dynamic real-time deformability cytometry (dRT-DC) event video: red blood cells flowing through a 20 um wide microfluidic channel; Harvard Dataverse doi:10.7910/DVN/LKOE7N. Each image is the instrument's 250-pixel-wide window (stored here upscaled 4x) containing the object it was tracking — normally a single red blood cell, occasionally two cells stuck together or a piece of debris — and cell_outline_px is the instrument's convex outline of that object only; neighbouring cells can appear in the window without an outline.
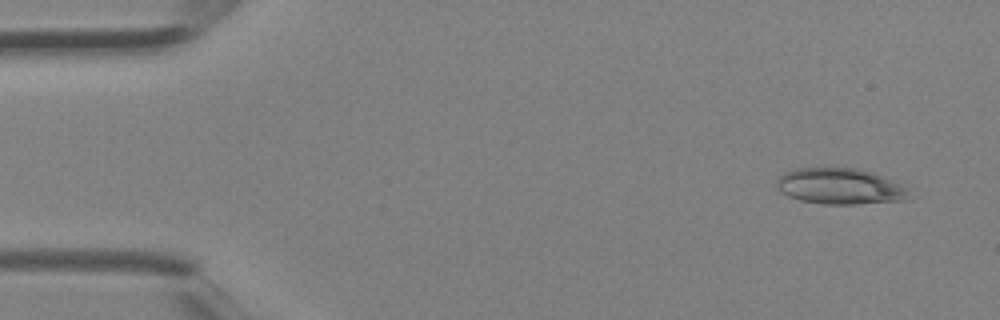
{"species": "Egyptian fruit bat (a non-hibernating species)", "species_latin": "Rousettus aegyptiacus", "temperature_condition": "room temperature", "stored_images_in_passage": 4, "camera_frame_rate_fps": 3000, "um_per_image_px": 0.085, "animal": {"sex": "female"}, "frame": {"image": 1, "passage_image": 1, "time_ms": 0.0, "image_size_px": [1000, 320], "cell_outline_px": [[916, 188], [912, 200], [856, 204], [824, 204], [800, 200], [788, 196], [780, 192], [776, 188], [776, 180], [784, 172], [792, 168], [856, 168], [872, 172]], "centroid_in_image_um": [71.55, 15.85], "position_along_channel_um": 13.5, "area_um2": 28.84}}
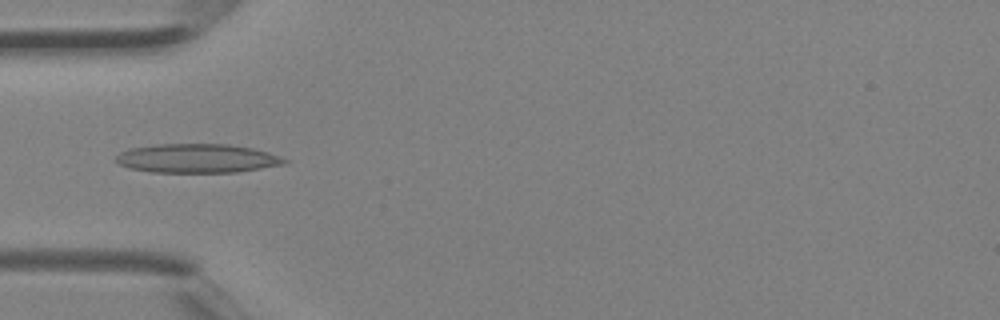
{"frame": {"image": 2, "passage_image": 4, "time_ms": 1.0, "image_size_px": [1000, 320], "cell_outline_px": [[288, 160], [284, 164], [236, 172], [152, 172], [132, 168], [120, 164], [112, 160], [120, 152], [132, 148], [156, 144], [228, 144], [252, 148], [268, 152], [280, 156]], "centroid_in_image_um": [16.74, 13.45], "position_along_channel_um": 68.3, "area_um2": 28.26}}